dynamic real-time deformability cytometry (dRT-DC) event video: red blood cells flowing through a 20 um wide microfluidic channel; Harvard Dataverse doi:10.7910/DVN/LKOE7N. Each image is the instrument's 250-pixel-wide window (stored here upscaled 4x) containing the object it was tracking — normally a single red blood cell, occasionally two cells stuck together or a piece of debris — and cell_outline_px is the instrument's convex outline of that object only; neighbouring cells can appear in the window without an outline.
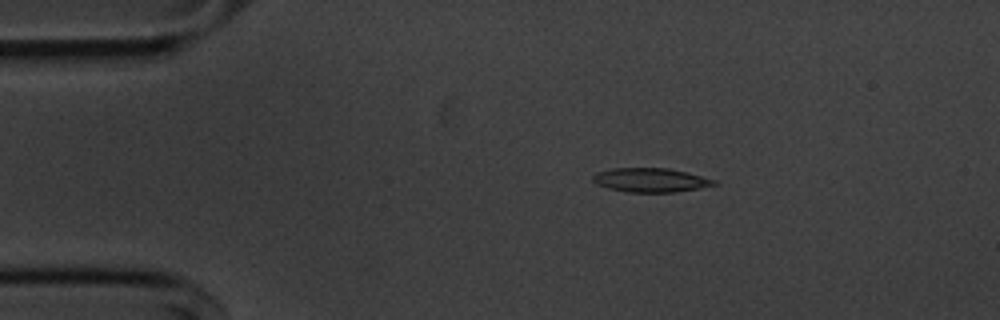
{"species": "common noctule bat (a hibernating species)", "species_latin": "Nyctalus noctula", "temperature_condition": "cold", "stored_images_in_passage": 46, "camera_frame_rate_fps": 3000, "um_per_image_px": 0.085, "animal": {"sex": "male", "body_mass_g": 20.1, "forearm_length_mm": 53.5}, "frame": {"image": 1, "passage_image": 1, "time_ms": 0.0, "image_size_px": [1000, 320], "cell_outline_px": [[720, 184], [676, 192], [624, 192], [608, 188], [596, 184], [592, 180], [592, 176], [596, 172], [612, 168], [668, 168], [716, 180]], "centroid_in_image_um": [55.26, 15.31], "position_along_channel_um": 29.7, "area_um2": 16.99}}
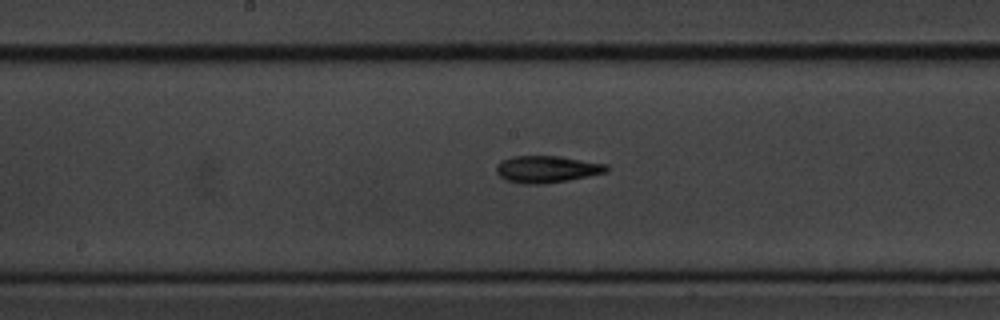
{"frame": {"image": 2, "passage_image": 19, "time_ms": 6.0, "image_size_px": [1000, 320], "cell_outline_px": [[608, 172], [568, 180], [540, 184], [524, 184], [504, 180], [496, 172], [496, 164], [512, 156], [560, 156], [608, 164]], "centroid_in_image_um": [46.48, 14.38], "position_along_channel_um": 201.7, "area_um2": 17.34}}
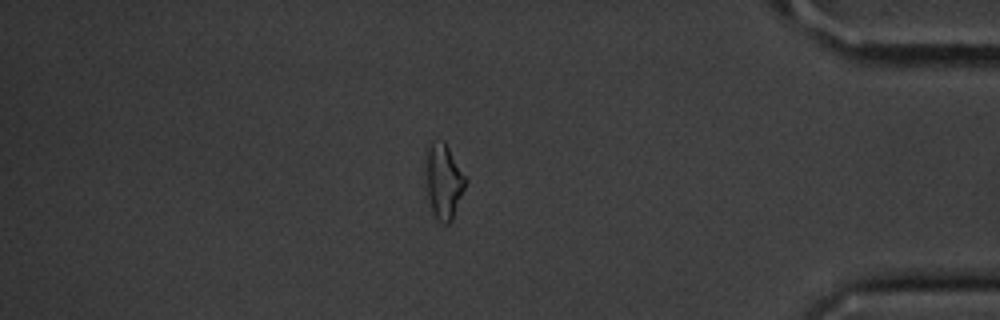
{"frame": {"image": 3, "passage_image": 38, "time_ms": 12.333, "image_size_px": [1000, 320], "cell_outline_px": [[468, 180], [452, 220], [448, 224], [444, 224], [436, 220], [432, 212], [424, 188], [424, 184], [428, 148], [432, 140], [444, 140]], "centroid_in_image_um": [37.69, 15.44], "position_along_channel_um": 397.5, "area_um2": 17.8}, "authors_computed_cell_mechanics": {"area_um2": 16.9354, "velocity_mm_per_s": 3.6438, "shape_relaxation_time_tau1_ms": 4.3927, "shape_relaxation_time_tau2_ms": 4.5242, "deformation_change_tau1": 0.1744, "deformation_change_tau2": 0.1414}}